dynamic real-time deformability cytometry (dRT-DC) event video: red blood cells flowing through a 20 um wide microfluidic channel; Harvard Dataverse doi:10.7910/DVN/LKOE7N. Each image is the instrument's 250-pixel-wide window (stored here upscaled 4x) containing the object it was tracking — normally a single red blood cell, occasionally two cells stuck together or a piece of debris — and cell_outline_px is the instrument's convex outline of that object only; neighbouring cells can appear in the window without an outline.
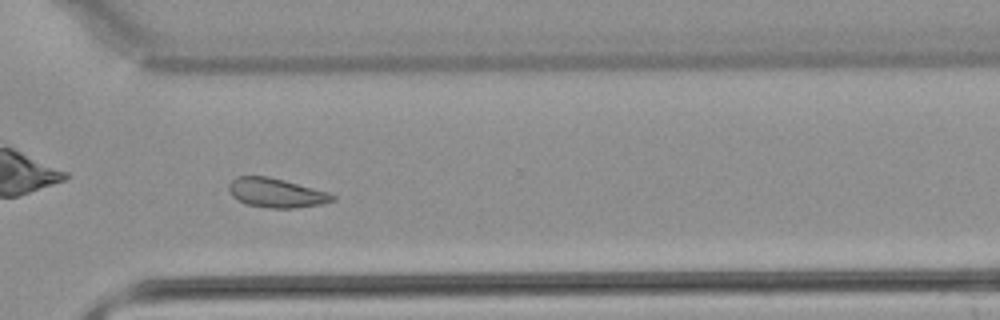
{"species": "common noctule bat (a hibernating species)", "species_latin": "Nyctalus noctula", "temperature_condition": "warm", "stored_images_in_passage": 42, "camera_frame_rate_fps": 3000, "um_per_image_px": 0.085, "animal": {"sex": "male", "body_mass_g": 21.5, "forearm_length_mm": 52.0}, "frame": {"image": 1, "passage_image": 30, "time_ms": 9.667, "image_size_px": [1000, 320], "cell_outline_px": [[336, 200], [324, 204], [292, 208], [272, 208], [244, 204], [232, 196], [228, 188], [228, 184], [236, 176], [268, 176], [284, 180], [328, 192], [336, 196]], "centroid_in_image_um": [23.48, 16.39], "position_along_channel_um": 347.1, "area_um2": 17.74}}